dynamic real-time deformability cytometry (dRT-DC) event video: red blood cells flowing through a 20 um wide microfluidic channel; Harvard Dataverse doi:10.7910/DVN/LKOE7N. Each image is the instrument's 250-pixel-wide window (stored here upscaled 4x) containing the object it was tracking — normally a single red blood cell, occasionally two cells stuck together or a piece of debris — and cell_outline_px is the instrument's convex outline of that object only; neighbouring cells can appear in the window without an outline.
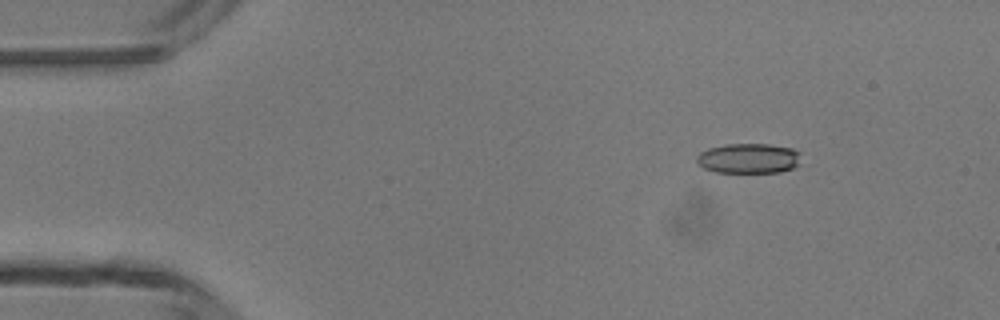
{"species": "common noctule bat (a hibernating species)", "species_latin": "Nyctalus noctula", "temperature_condition": "room temperature", "stored_images_in_passage": 4, "camera_frame_rate_fps": 3000, "um_per_image_px": 0.085, "animal": {"sex": "male", "body_mass_g": 13.3}, "frame": {"image": 1, "passage_image": 2, "time_ms": 1.333, "image_size_px": [1000, 320], "cell_outline_px": [[800, 164], [792, 168], [780, 172], [716, 172], [704, 168], [696, 164], [696, 156], [700, 152], [708, 148], [724, 144], [768, 144], [792, 148], [800, 152]], "centroid_in_image_um": [63.62, 13.46], "position_along_channel_um": 21.4, "area_um2": 18.44}}
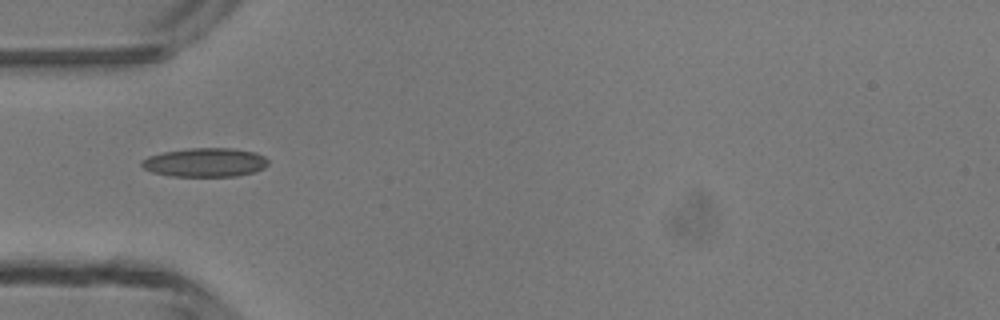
{"frame": {"image": 2, "passage_image": 4, "time_ms": 4.333, "image_size_px": [1000, 320], "cell_outline_px": [[268, 164], [264, 168], [252, 172], [236, 176], [168, 176], [152, 172], [144, 168], [140, 164], [140, 160], [148, 156], [164, 152], [188, 148], [232, 148], [256, 152], [264, 156], [268, 160]], "centroid_in_image_um": [17.42, 13.8], "position_along_channel_um": 67.6, "area_um2": 21.39}}